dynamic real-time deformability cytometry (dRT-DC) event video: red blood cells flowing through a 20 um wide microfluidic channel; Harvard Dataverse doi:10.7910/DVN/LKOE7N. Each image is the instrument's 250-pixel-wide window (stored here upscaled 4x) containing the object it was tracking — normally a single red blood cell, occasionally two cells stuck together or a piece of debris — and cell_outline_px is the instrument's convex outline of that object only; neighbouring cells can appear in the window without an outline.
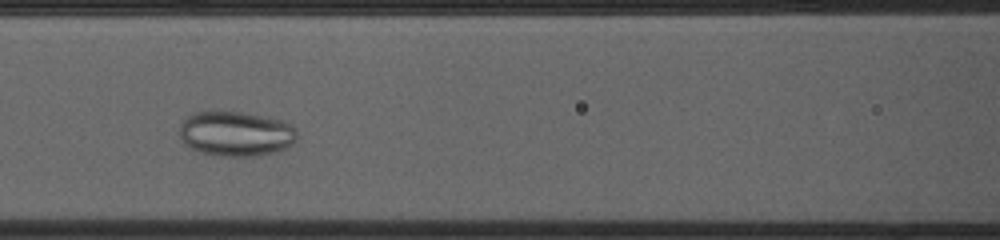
{"species": "common noctule bat (a hibernating species)", "species_latin": "Nyctalus noctula", "temperature_condition": "cold", "stored_images_in_passage": 45, "camera_frame_rate_fps": 3000, "um_per_image_px": 0.085, "animal": {"sex": "female", "body_mass_g": 23.0, "forearm_length_mm": 53.4}, "frame": {"image": 1, "passage_image": 18, "time_ms": 5.667, "image_size_px": [1000, 240], "cell_outline_px": [[296, 140], [292, 144], [276, 152], [252, 156], [224, 156], [200, 152], [184, 144], [180, 140], [180, 124], [192, 112], [240, 112], [268, 116], [292, 124], [296, 128]], "centroid_in_image_um": [20.05, 11.36], "position_along_channel_um": 146.5, "area_um2": 30.81}}
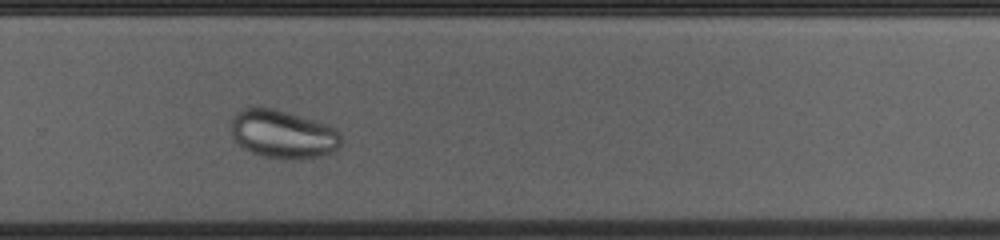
{"frame": {"image": 2, "passage_image": 31, "time_ms": 10.0, "image_size_px": [1000, 240], "cell_outline_px": [[340, 144], [332, 152], [324, 156], [264, 156], [252, 152], [244, 148], [232, 136], [232, 120], [236, 112], [240, 108], [276, 108], [336, 128], [340, 132]], "centroid_in_image_um": [24.03, 11.35], "position_along_channel_um": 305.8, "area_um2": 29.88}}
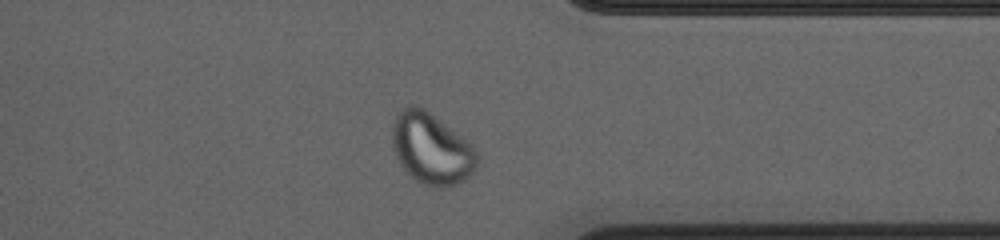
{"frame": {"image": 3, "passage_image": 37, "time_ms": 12.0, "image_size_px": [1000, 240], "cell_outline_px": [[480, 160], [476, 168], [464, 180], [448, 188], [436, 188], [424, 184], [416, 180], [400, 164], [396, 156], [392, 144], [392, 124], [396, 112], [400, 108], [412, 104], [416, 104], [424, 108], [460, 136], [476, 152]], "centroid_in_image_um": [36.63, 12.63], "position_along_channel_um": 374.8, "area_um2": 35.08}}